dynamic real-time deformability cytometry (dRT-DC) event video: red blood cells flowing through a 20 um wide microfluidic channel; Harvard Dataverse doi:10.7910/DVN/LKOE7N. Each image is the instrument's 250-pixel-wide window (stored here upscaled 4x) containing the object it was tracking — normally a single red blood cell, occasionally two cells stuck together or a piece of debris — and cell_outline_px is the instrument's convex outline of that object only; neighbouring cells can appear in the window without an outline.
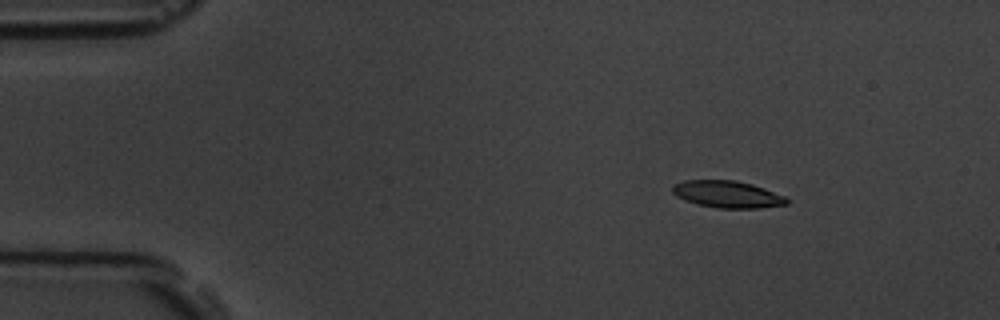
{"species": "common noctule bat (a hibernating species)", "species_latin": "Nyctalus noctula", "temperature_condition": "room temperature", "stored_images_in_passage": 4, "camera_frame_rate_fps": 3000, "um_per_image_px": 0.085, "animal": {"sex": "male", "body_mass_g": 19.5, "forearm_length_mm": 54.6}, "frame": {"image": 1, "passage_image": 2, "time_ms": 1.333, "image_size_px": [1000, 320], "cell_outline_px": [[788, 204], [760, 208], [716, 208], [696, 204], [684, 200], [676, 196], [672, 192], [672, 188], [676, 184], [684, 180], [736, 180], [752, 184], [764, 188], [784, 196], [788, 200]], "centroid_in_image_um": [61.82, 16.52], "position_along_channel_um": 23.2, "area_um2": 17.98}}